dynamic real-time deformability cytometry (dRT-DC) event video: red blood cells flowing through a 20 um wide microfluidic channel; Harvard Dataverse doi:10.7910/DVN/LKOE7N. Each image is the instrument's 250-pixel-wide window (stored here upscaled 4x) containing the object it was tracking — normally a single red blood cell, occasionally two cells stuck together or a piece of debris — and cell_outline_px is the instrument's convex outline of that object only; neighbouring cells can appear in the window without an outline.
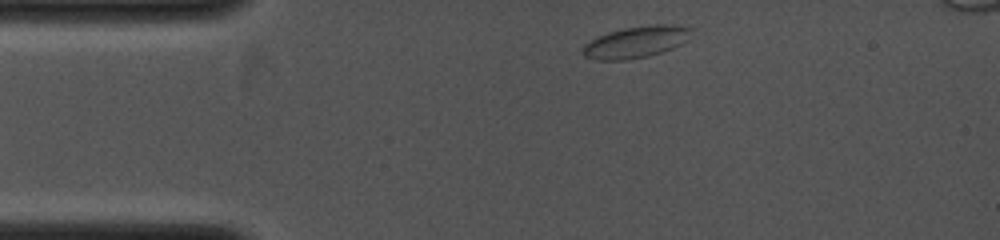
{"species": "common noctule bat (a hibernating species)", "species_latin": "Nyctalus noctula", "temperature_condition": "cold", "stored_images_in_passage": 21, "camera_frame_rate_fps": 4000, "um_per_image_px": 0.085, "animal": {"sex": "female", "body_mass_g": 19.0, "forearm_length_mm": 53.3}, "frame": {"image": 1, "passage_image": 1, "time_ms": 0.0, "image_size_px": [1000, 240], "cell_outline_px": [[692, 28], [688, 40], [672, 48], [648, 56], [628, 60], [596, 60], [584, 56], [580, 52], [580, 48], [584, 44], [596, 36], [608, 32], [624, 28], [656, 24], [668, 24]], "centroid_in_image_um": [53.99, 3.58], "position_along_channel_um": 31.0, "area_um2": 20.11}}
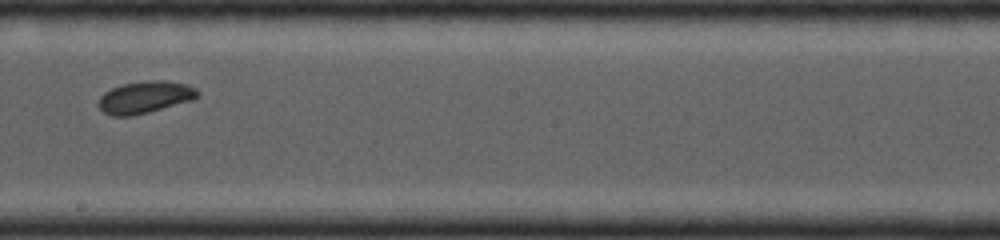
{"frame": {"image": 2, "passage_image": 11, "time_ms": 5.0, "image_size_px": [1000, 240], "cell_outline_px": [[200, 92], [192, 100], [148, 112], [128, 116], [112, 116], [104, 112], [100, 108], [100, 96], [104, 92], [112, 88], [124, 84], [152, 80], [164, 80], [184, 84]], "centroid_in_image_um": [12.3, 8.26], "position_along_channel_um": 235.9, "area_um2": 17.98}}
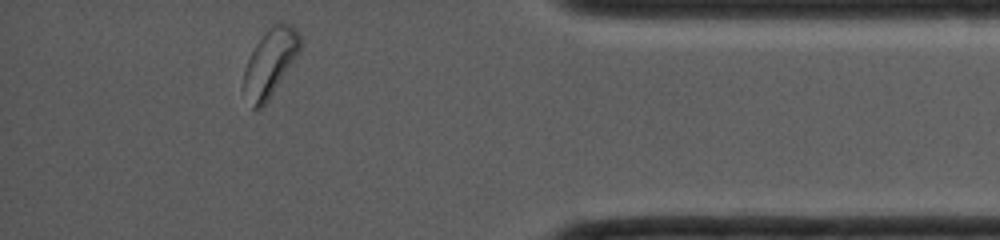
{"frame": {"image": 3, "passage_image": 21, "time_ms": 9.0, "image_size_px": [1000, 240], "cell_outline_px": [[300, 48], [268, 100], [260, 108], [252, 108], [244, 88], [244, 68], [256, 44], [272, 28], [280, 24], [288, 24], [296, 28], [300, 36]], "centroid_in_image_um": [22.95, 5.35], "position_along_channel_um": 412.3, "area_um2": 20.69}}